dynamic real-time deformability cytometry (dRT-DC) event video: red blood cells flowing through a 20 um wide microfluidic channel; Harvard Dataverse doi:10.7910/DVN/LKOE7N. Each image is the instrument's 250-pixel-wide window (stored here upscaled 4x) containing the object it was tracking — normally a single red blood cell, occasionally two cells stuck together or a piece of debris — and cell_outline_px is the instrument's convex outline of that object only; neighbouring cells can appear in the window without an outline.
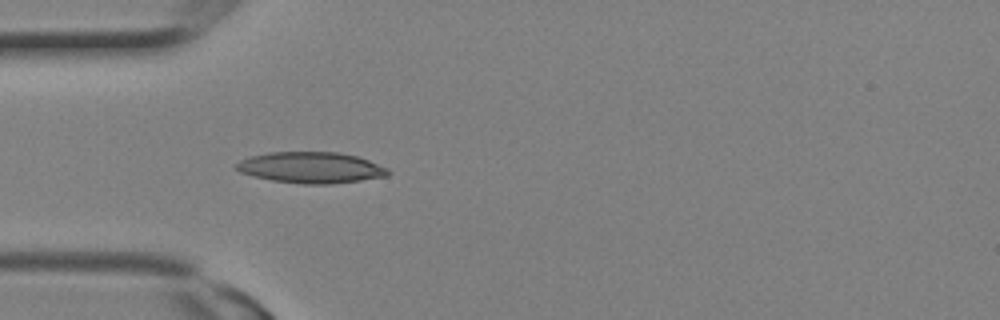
{"species": "Egyptian fruit bat (a non-hibernating species)", "species_latin": "Rousettus aegyptiacus", "temperature_condition": "room temperature", "stored_images_in_passage": 3, "camera_frame_rate_fps": 3000, "um_per_image_px": 0.085, "animal": {"sex": "female"}, "frame": {"image": 1, "passage_image": 3, "time_ms": 0.667, "image_size_px": [1000, 320], "cell_outline_px": [[392, 172], [388, 176], [332, 184], [304, 184], [272, 180], [240, 172], [236, 168], [236, 164], [240, 160], [252, 156], [268, 152], [336, 152], [356, 156], [368, 160], [388, 168]], "centroid_in_image_um": [26.47, 14.24], "position_along_channel_um": 58.5, "area_um2": 27.34}}